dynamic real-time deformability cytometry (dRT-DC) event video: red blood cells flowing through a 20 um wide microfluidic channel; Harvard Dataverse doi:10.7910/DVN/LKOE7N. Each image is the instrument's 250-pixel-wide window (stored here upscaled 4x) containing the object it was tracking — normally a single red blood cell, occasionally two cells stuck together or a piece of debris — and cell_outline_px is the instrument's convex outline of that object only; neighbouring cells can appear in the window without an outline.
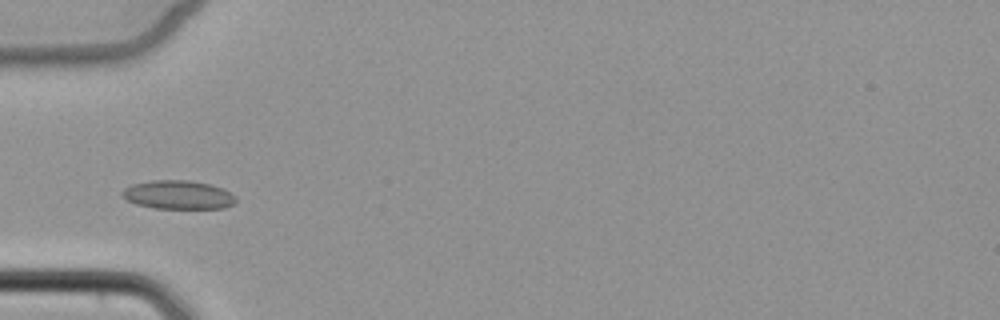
{"species": "common noctule bat (a hibernating species)", "species_latin": "Nyctalus noctula", "temperature_condition": "cold", "stored_images_in_passage": 4, "camera_frame_rate_fps": 3000, "um_per_image_px": 0.085, "animal": {"sex": "female", "body_mass_g": 22.7, "forearm_length_mm": 54.2}, "frame": {"image": 1, "passage_image": 4, "time_ms": 3.667, "image_size_px": [1000, 320], "cell_outline_px": [[236, 200], [232, 204], [224, 208], [152, 208], [136, 204], [128, 200], [120, 192], [124, 188], [132, 184], [152, 180], [188, 180], [212, 184], [224, 188]], "centroid_in_image_um": [15.12, 16.55], "position_along_channel_um": 69.9, "area_um2": 18.9}}